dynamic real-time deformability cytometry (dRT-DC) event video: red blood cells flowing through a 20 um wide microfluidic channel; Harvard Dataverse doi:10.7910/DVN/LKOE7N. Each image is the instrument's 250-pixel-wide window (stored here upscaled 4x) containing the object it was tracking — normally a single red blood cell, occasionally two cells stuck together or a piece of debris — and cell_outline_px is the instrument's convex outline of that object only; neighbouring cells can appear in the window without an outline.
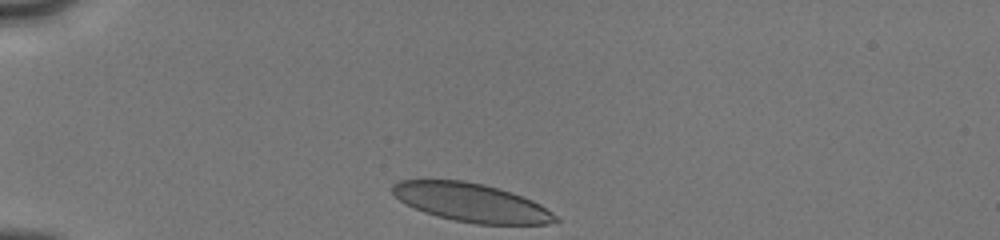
{"species": "human", "species_latin": "Homo sapiens", "temperature_condition": "cold", "stored_images_in_passage": 9, "camera_frame_rate_fps": 3000, "um_per_image_px": 0.085, "donor": {"sex": "male"}, "frame": {"image": 1, "passage_image": 1, "time_ms": 0.0, "image_size_px": [1000, 240], "cell_outline_px": [[560, 220], [548, 224], [476, 224], [452, 220], [436, 216], [424, 212], [400, 200], [392, 192], [392, 184], [400, 180], [464, 180], [484, 184], [500, 188], [512, 192], [532, 200], [540, 204], [552, 212]], "centroid_in_image_um": [40.08, 17.21], "position_along_channel_um": 44.9, "area_um2": 36.53}}
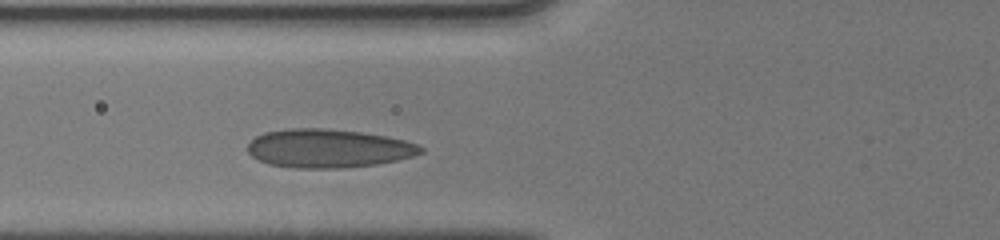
{"frame": {"image": 2, "passage_image": 5, "time_ms": 2.333, "image_size_px": [1000, 240], "cell_outline_px": [[424, 152], [412, 156], [396, 160], [376, 164], [340, 168], [296, 168], [268, 164], [252, 156], [248, 152], [248, 144], [256, 136], [264, 132], [288, 128], [320, 128], [360, 132], [384, 136], [404, 140], [416, 144], [424, 148]], "centroid_in_image_um": [27.88, 12.61], "position_along_channel_um": 97.9, "area_um2": 38.67}}
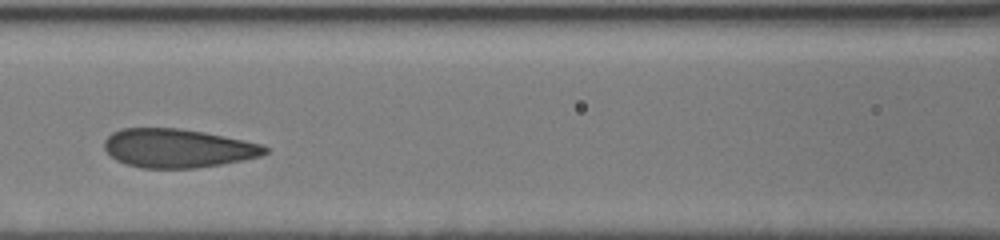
{"frame": {"image": 3, "passage_image": 8, "time_ms": 3.667, "image_size_px": [1000, 240], "cell_outline_px": [[268, 152], [260, 156], [220, 164], [196, 168], [140, 168], [124, 164], [116, 160], [104, 148], [104, 140], [112, 132], [124, 128], [180, 128], [204, 132], [224, 136], [260, 144], [268, 148]], "centroid_in_image_um": [15.06, 12.6], "position_along_channel_um": 151.5, "area_um2": 36.13}}